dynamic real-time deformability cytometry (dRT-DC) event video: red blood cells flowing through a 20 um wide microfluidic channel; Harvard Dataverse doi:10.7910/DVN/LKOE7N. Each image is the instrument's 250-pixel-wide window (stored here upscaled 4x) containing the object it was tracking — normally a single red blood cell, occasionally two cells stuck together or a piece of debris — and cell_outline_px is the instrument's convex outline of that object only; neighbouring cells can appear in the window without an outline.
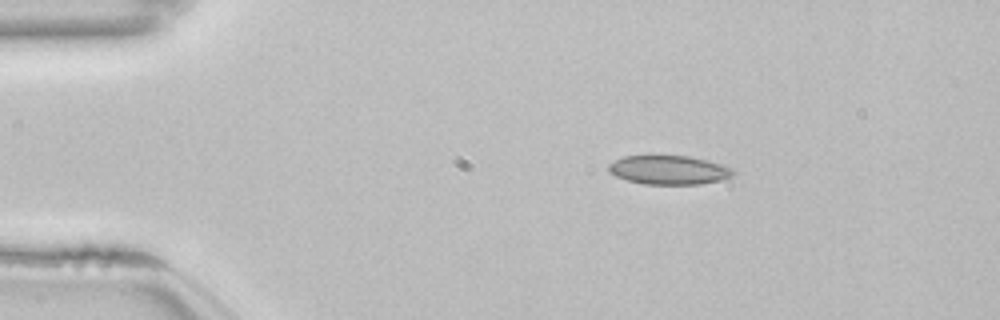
{"species": "common noctule bat (a hibernating species)", "species_latin": "Nyctalus noctula", "temperature_condition": "room temperature", "stored_images_in_passage": 53, "camera_frame_rate_fps": 3000, "um_per_image_px": 0.085, "animal": {"sex": "female", "body_mass_g": 22.7, "forearm_length_mm": 54.2}, "frame": {"image": 1, "passage_image": 9, "time_ms": 2.667, "image_size_px": [1000, 320], "cell_outline_px": [[736, 172], [732, 176], [720, 180], [700, 184], [644, 184], [628, 180], [616, 176], [608, 168], [608, 164], [624, 156], [652, 152], [688, 156], [724, 164], [732, 168]], "centroid_in_image_um": [56.85, 14.39], "position_along_channel_um": 28.2, "area_um2": 21.79}}
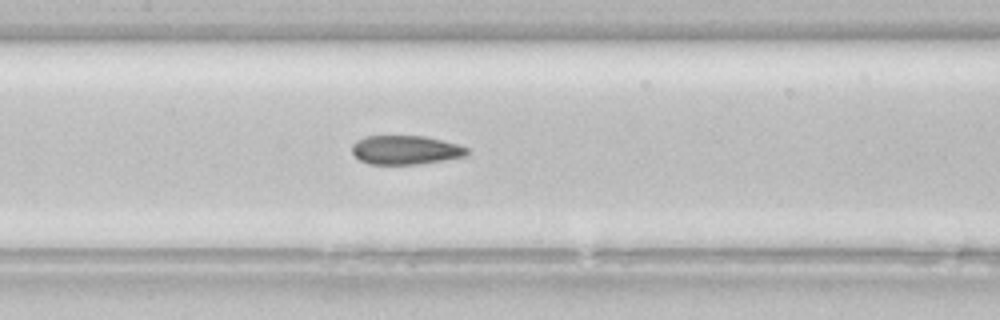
{"frame": {"image": 2, "passage_image": 25, "time_ms": 8.0, "image_size_px": [1000, 320], "cell_outline_px": [[468, 152], [464, 156], [444, 160], [420, 164], [368, 164], [360, 160], [352, 152], [352, 144], [356, 140], [364, 136], [424, 136], [456, 144], [468, 148]], "centroid_in_image_um": [34.43, 12.75], "position_along_channel_um": 173.0, "area_um2": 19.31}}
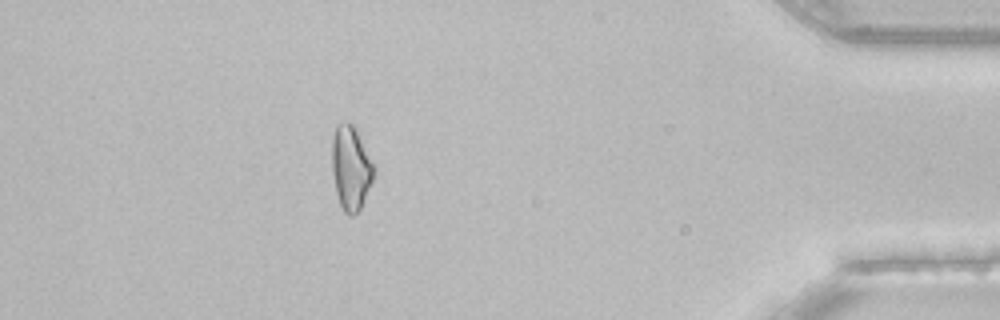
{"frame": {"image": 3, "passage_image": 47, "time_ms": 15.333, "image_size_px": [1000, 320], "cell_outline_px": [[376, 168], [372, 180], [364, 200], [360, 208], [352, 216], [348, 216], [344, 212], [340, 204], [336, 192], [332, 172], [332, 136], [336, 124], [348, 120], [356, 128], [376, 164]], "centroid_in_image_um": [29.83, 14.21], "position_along_channel_um": 405.4, "area_um2": 20.98}, "authors_computed_cell_mechanics": {"area_um2": 20.4612, "velocity_mm_per_s": 3.8569, "shape_relaxation_time_tau1_ms": null, "shape_relaxation_time_tau2_ms": 3.9954, "deformation_change_tau1": null, "deformation_change_tau2": 0.1036}}